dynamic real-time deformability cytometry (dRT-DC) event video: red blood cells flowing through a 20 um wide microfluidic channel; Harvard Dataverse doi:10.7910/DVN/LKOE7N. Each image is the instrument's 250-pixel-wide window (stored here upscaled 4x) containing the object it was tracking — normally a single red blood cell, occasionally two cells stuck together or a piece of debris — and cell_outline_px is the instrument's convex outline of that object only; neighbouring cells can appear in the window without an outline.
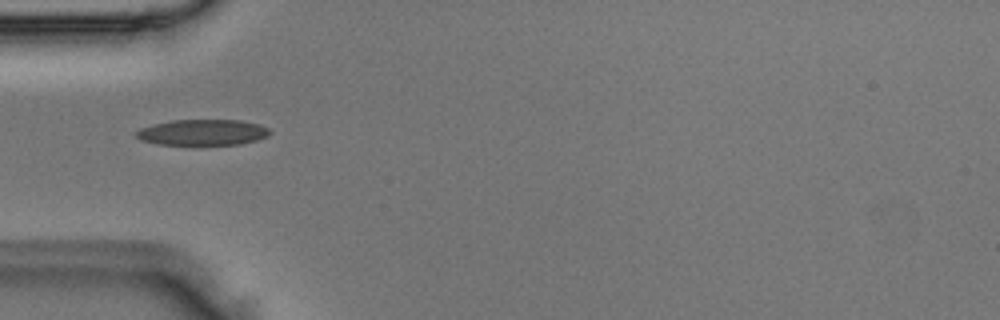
{"species": "Egyptian fruit bat (a non-hibernating species)", "species_latin": "Rousettus aegyptiacus", "temperature_condition": "room temperature", "stored_images_in_passage": 1, "camera_frame_rate_fps": 3000, "um_per_image_px": 0.085, "animal": {"sex": "male"}, "frame": {"image": 1, "passage_image": 1, "time_ms": 0.0, "image_size_px": [1000, 320], "cell_outline_px": [[272, 132], [268, 136], [256, 140], [240, 144], [156, 144], [140, 140], [136, 136], [136, 132], [140, 128], [152, 124], [172, 120], [240, 120], [260, 124], [268, 128]], "centroid_in_image_um": [17.23, 11.24], "position_along_channel_um": 67.8, "area_um2": 20.11}}